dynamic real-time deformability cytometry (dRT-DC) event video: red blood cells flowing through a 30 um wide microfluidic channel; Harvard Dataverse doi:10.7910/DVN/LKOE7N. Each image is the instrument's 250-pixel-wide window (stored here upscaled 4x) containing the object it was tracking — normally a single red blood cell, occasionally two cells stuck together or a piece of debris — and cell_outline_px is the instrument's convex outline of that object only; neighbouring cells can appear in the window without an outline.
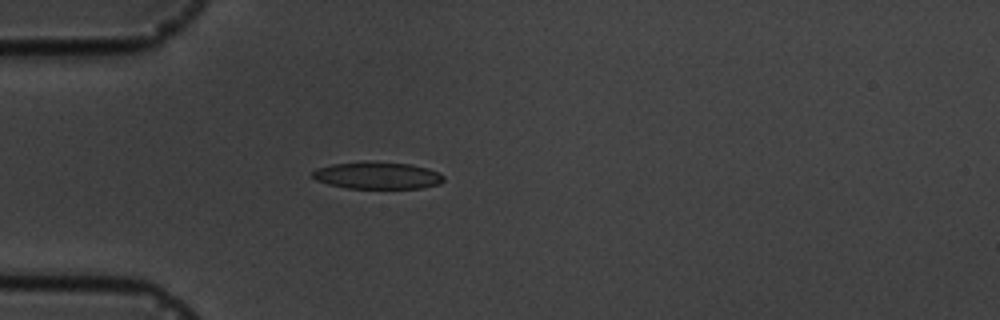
{"species": "common noctule bat (a hibernating species)", "species_latin": "Nyctalus noctula", "temperature_condition": "cold", "stored_images_in_passage": 1, "camera_frame_rate_fps": 3000, "um_per_image_px": 0.085, "animal": {"sex": "male", "body_mass_g": 19.5, "forearm_length_mm": 54.6}, "frame": {"image": 1, "passage_image": 1, "time_ms": 0.0, "image_size_px": [1000, 320], "cell_outline_px": [[444, 180], [440, 184], [420, 188], [348, 188], [328, 184], [316, 180], [312, 176], [312, 172], [316, 168], [332, 164], [364, 160], [408, 164], [428, 168], [440, 172], [444, 176]], "centroid_in_image_um": [32.07, 14.9], "position_along_channel_um": 52.9, "area_um2": 20.92}}